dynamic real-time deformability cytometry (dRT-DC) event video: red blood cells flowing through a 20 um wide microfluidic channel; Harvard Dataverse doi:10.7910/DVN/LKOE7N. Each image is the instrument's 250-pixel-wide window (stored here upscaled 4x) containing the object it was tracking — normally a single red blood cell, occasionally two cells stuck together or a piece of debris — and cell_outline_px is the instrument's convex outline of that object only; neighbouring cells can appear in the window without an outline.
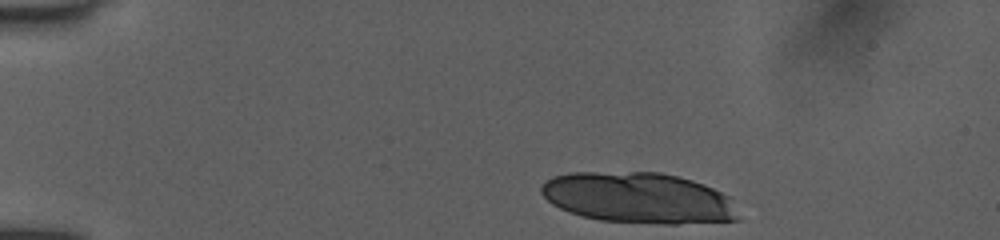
{"species": "human", "species_latin": "Homo sapiens", "temperature_condition": "room temperature", "stored_images_in_passage": 4, "camera_frame_rate_fps": 3000, "um_per_image_px": 0.085, "donor": {"sex": "female"}, "frame": {"image": 1, "passage_image": 1, "time_ms": 0.0, "image_size_px": [1000, 240], "cell_outline_px": [[740, 220], [676, 224], [664, 224], [600, 220], [580, 216], [568, 212], [552, 204], [540, 192], [540, 188], [552, 176], [568, 172], [660, 172], [692, 180], [704, 184], [728, 196]], "centroid_in_image_um": [54.23, 16.82], "position_along_channel_um": 30.8, "area_um2": 58.32}}